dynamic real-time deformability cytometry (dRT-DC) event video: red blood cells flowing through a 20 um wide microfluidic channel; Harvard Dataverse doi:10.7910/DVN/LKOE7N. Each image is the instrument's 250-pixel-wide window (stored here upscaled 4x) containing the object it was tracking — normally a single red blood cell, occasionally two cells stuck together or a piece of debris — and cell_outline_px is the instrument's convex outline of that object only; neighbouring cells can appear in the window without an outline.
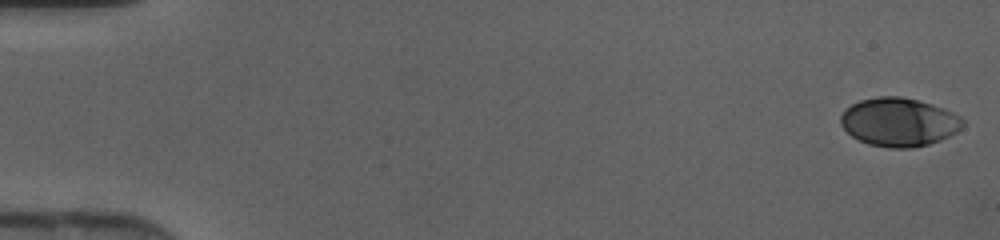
{"species": "human", "species_latin": "Homo sapiens", "temperature_condition": "cold", "stored_images_in_passage": 46, "camera_frame_rate_fps": 3000, "um_per_image_px": 0.085, "donor": {"sex": "female"}, "frame": {"image": 1, "passage_image": 1, "time_ms": 0.0, "image_size_px": [1000, 240], "cell_outline_px": [[964, 124], [956, 132], [940, 140], [928, 144], [912, 148], [888, 148], [868, 144], [852, 136], [840, 124], [840, 116], [852, 104], [860, 100], [876, 96], [900, 96], [932, 104], [944, 108], [960, 116], [964, 120]], "centroid_in_image_um": [76.41, 10.37], "position_along_channel_um": 8.6, "area_um2": 34.45}}
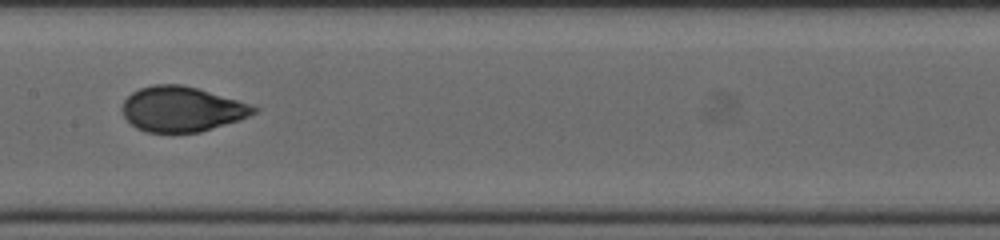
{"frame": {"image": 2, "passage_image": 24, "time_ms": 7.667, "image_size_px": [1000, 240], "cell_outline_px": [[260, 108], [256, 112], [240, 120], [200, 132], [144, 132], [136, 128], [124, 116], [120, 108], [124, 100], [132, 92], [140, 88], [152, 84], [180, 84], [196, 88], [252, 104]], "centroid_in_image_um": [15.45, 9.27], "position_along_channel_um": 192.0, "area_um2": 34.62}}
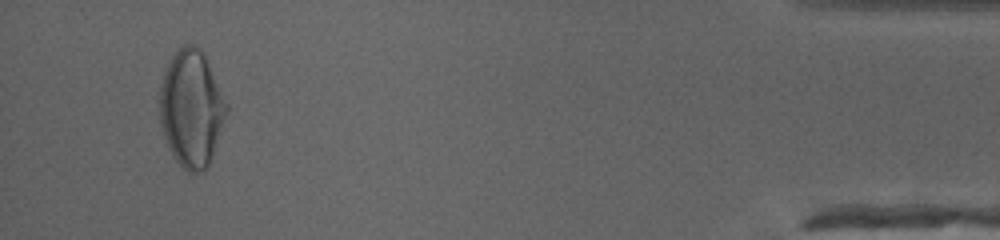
{"frame": {"image": 3, "passage_image": 44, "time_ms": 14.333, "image_size_px": [1000, 240], "cell_outline_px": [[228, 112], [208, 168], [196, 172], [188, 172], [172, 156], [164, 136], [160, 124], [160, 84], [164, 72], [172, 56], [184, 44], [192, 44], [204, 56], [228, 104]], "centroid_in_image_um": [16.27, 9.26], "position_along_channel_um": 418.9, "area_um2": 45.03}}